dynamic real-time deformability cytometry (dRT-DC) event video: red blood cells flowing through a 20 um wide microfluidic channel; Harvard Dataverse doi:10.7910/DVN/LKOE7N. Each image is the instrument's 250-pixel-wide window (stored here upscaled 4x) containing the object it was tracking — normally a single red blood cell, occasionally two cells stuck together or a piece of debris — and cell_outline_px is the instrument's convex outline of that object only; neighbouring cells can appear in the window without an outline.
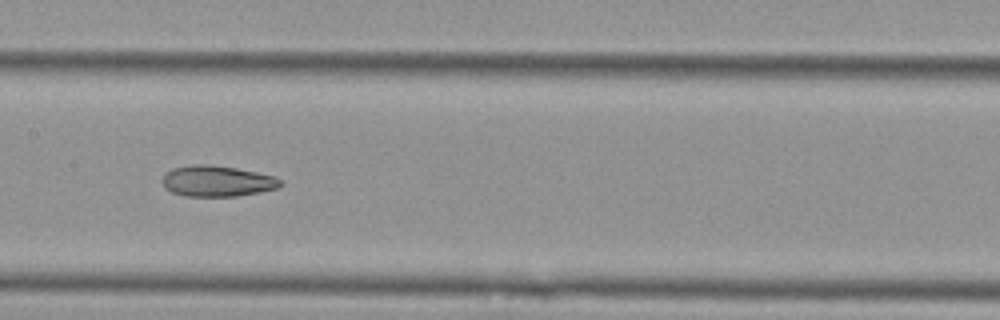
{"species": "Egyptian fruit bat (a non-hibernating species)", "species_latin": "Rousettus aegyptiacus", "temperature_condition": "cold", "stored_images_in_passage": 21, "camera_frame_rate_fps": 3000, "um_per_image_px": 0.085, "animal": {"sex": "female"}, "frame": {"image": 1, "passage_image": 15, "time_ms": 4.667, "image_size_px": [1000, 320], "cell_outline_px": [[280, 184], [276, 188], [260, 192], [236, 196], [184, 196], [172, 192], [164, 188], [164, 176], [172, 168], [192, 164], [208, 164], [236, 168], [256, 172], [272, 176], [280, 180]], "centroid_in_image_um": [18.42, 15.39], "position_along_channel_um": 189.0, "area_um2": 20.98}}
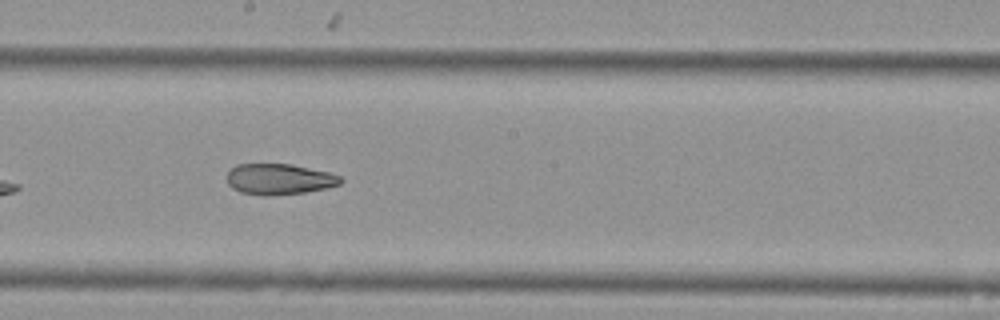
{"frame": {"image": 2, "passage_image": 18, "time_ms": 5.667, "image_size_px": [1000, 320], "cell_outline_px": [[344, 180], [340, 184], [324, 188], [304, 192], [240, 192], [232, 188], [228, 184], [228, 172], [236, 164], [292, 164], [328, 172], [340, 176]], "centroid_in_image_um": [23.76, 15.16], "position_along_channel_um": 224.4, "area_um2": 19.36}}